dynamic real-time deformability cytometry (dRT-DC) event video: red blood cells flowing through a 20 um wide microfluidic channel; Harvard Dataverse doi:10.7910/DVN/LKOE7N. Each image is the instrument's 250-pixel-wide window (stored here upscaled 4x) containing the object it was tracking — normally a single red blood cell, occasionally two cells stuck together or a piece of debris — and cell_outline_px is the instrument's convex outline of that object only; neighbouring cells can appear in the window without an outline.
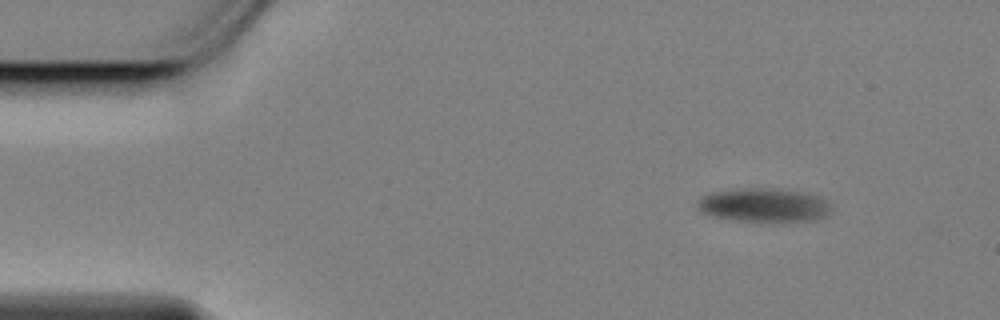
{"species": "Egyptian fruit bat (a non-hibernating species)", "species_latin": "Rousettus aegyptiacus", "temperature_condition": "cold", "stored_images_in_passage": 54, "camera_frame_rate_fps": 3000, "um_per_image_px": 0.085, "animal": {"sex": "female"}, "frame": {"image": 1, "passage_image": 1, "time_ms": 0.0, "image_size_px": [1000, 320], "cell_outline_px": [[832, 208], [828, 216], [812, 220], [776, 224], [760, 224], [712, 216], [704, 212], [700, 208], [700, 200], [704, 196], [716, 192], [736, 188], [780, 188], [800, 192], [816, 196], [824, 200]], "centroid_in_image_um": [65.01, 17.48], "position_along_channel_um": 20.0, "area_um2": 26.82}}
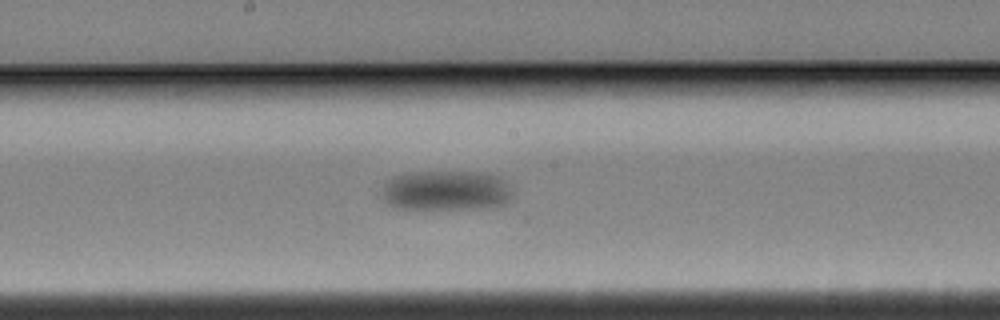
{"frame": {"image": 2, "passage_image": 25, "time_ms": 8.0, "image_size_px": [1000, 320], "cell_outline_px": [[508, 196], [500, 204], [480, 208], [396, 208], [388, 204], [380, 196], [380, 192], [384, 180], [392, 176], [408, 172], [488, 172], [500, 176], [504, 180], [508, 192]], "centroid_in_image_um": [37.75, 16.16], "position_along_channel_um": 210.5, "area_um2": 30.23}}
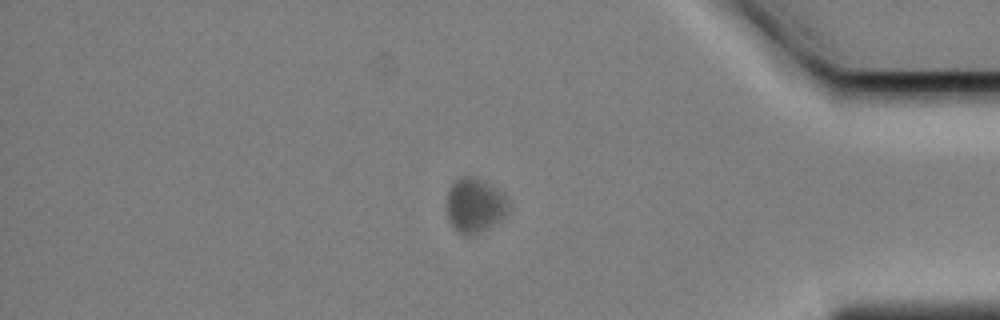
{"frame": {"image": 3, "passage_image": 44, "time_ms": 14.333, "image_size_px": [1000, 320], "cell_outline_px": [[508, 212], [500, 220], [468, 236], [464, 236], [448, 220], [448, 192], [452, 184], [460, 176], [468, 172], [496, 188], [504, 196], [508, 204]], "centroid_in_image_um": [40.34, 17.39], "position_along_channel_um": 394.9, "area_um2": 19.19}, "authors_computed_cell_mechanics": {"area_um2": 27.744, "velocity_mm_per_s": 3.371, "shape_relaxation_time_tau1_ms": 1.0257, "shape_relaxation_time_tau2_ms": null, "deformation_change_tau1": 0.0707, "deformation_change_tau2": null}}